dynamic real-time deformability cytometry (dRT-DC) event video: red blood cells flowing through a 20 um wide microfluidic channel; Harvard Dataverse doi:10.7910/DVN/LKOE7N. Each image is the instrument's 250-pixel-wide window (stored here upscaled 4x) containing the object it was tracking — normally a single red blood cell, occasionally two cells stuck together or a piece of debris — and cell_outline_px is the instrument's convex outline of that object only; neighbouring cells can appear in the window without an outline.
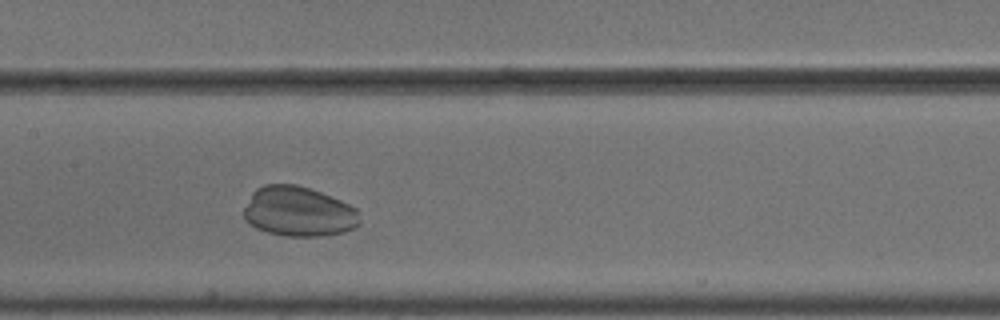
{"species": "common noctule bat (a hibernating species)", "species_latin": "Nyctalus noctula", "temperature_condition": "cold", "stored_images_in_passage": 34, "camera_frame_rate_fps": 3000, "um_per_image_px": 0.085, "animal": {"sex": "male", "body_mass_g": 18.8}, "frame": {"image": 1, "passage_image": 15, "time_ms": 4.667, "image_size_px": [1000, 320], "cell_outline_px": [[360, 224], [344, 232], [324, 236], [288, 236], [268, 232], [256, 228], [248, 224], [244, 220], [244, 208], [252, 192], [256, 188], [264, 184], [296, 184], [320, 192], [340, 200], [356, 208], [360, 220]], "centroid_in_image_um": [25.35, 17.98], "position_along_channel_um": 182.0, "area_um2": 33.76}}
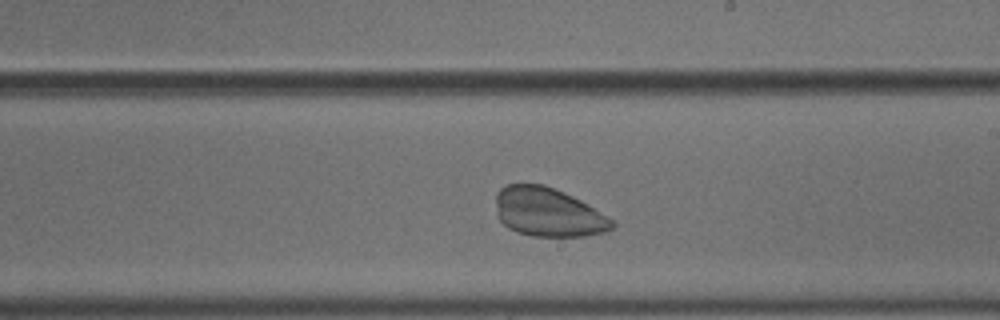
{"frame": {"image": 2, "passage_image": 20, "time_ms": 6.333, "image_size_px": [1000, 320], "cell_outline_px": [[616, 224], [612, 228], [604, 232], [584, 236], [532, 236], [516, 232], [508, 228], [500, 220], [496, 212], [496, 192], [500, 188], [508, 184], [544, 184], [564, 192], [580, 200], [616, 220]], "centroid_in_image_um": [46.59, 18.04], "position_along_channel_um": 242.4, "area_um2": 33.29}}